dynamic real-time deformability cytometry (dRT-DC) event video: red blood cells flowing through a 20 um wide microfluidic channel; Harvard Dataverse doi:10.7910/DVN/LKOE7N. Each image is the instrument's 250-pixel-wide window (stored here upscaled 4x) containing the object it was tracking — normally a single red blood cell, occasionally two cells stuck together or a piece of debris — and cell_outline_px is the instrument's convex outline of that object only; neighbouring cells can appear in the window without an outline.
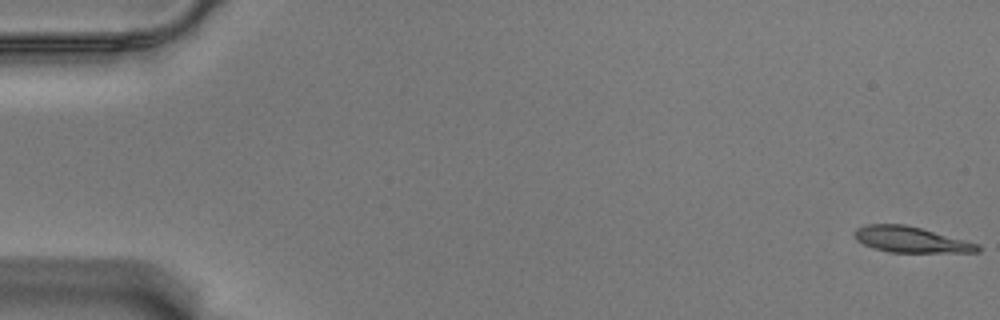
{"species": "Egyptian fruit bat (a non-hibernating species)", "species_latin": "Rousettus aegyptiacus", "temperature_condition": "warm", "stored_images_in_passage": 19, "camera_frame_rate_fps": 3000, "um_per_image_px": 0.085, "animal": {"sex": "male"}, "frame": {"image": 1, "passage_image": 1, "time_ms": 0.0, "image_size_px": [1000, 320], "cell_outline_px": [[980, 252], [888, 252], [872, 248], [856, 240], [856, 228], [868, 224], [904, 224], [920, 228], [980, 244]], "centroid_in_image_um": [77.43, 20.37], "position_along_channel_um": 7.6, "area_um2": 18.32}}
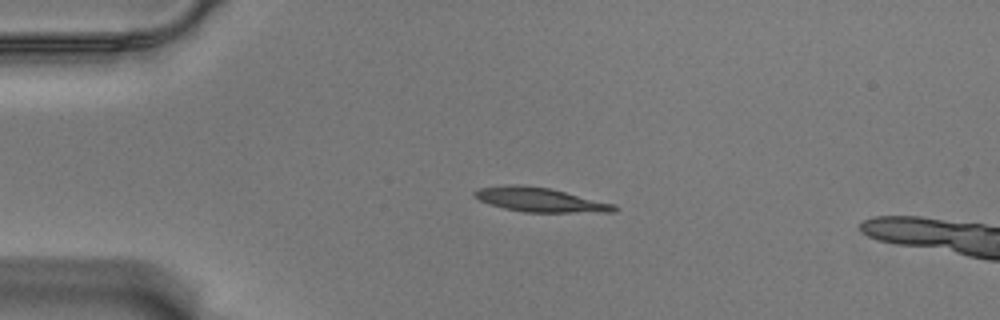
{"frame": {"image": 2, "passage_image": 14, "time_ms": 4.333, "image_size_px": [1000, 320], "cell_outline_px": [[620, 208], [616, 212], [524, 212], [504, 208], [480, 200], [472, 196], [472, 192], [476, 188], [512, 184], [524, 184], [548, 188], [616, 204]], "centroid_in_image_um": [45.91, 16.97], "position_along_channel_um": 39.1, "area_um2": 19.83}}